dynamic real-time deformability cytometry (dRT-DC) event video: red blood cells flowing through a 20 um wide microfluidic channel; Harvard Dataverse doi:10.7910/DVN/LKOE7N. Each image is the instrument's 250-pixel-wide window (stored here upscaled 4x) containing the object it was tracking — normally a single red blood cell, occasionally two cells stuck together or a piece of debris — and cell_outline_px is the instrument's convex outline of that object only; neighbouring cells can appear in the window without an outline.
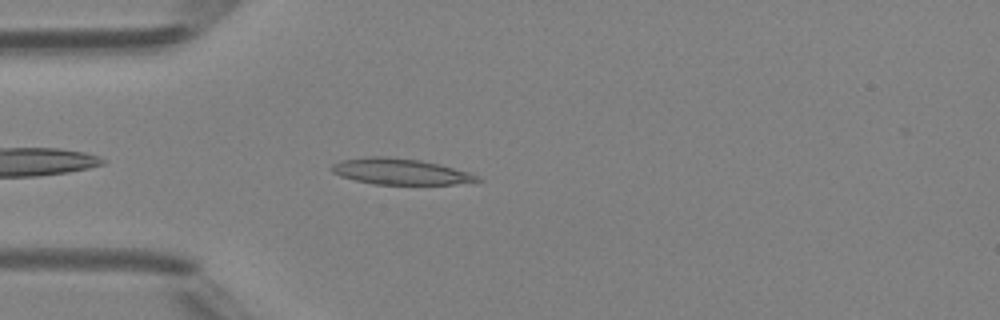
{"species": "Egyptian fruit bat (a non-hibernating species)", "species_latin": "Rousettus aegyptiacus", "temperature_condition": "room temperature", "stored_images_in_passage": 37, "camera_frame_rate_fps": 3000, "um_per_image_px": 0.085, "animal": {"sex": "female"}, "frame": {"image": 1, "passage_image": 3, "time_ms": 0.667, "image_size_px": [1000, 320], "cell_outline_px": [[484, 180], [452, 184], [372, 184], [340, 176], [332, 172], [332, 164], [340, 160], [364, 156], [388, 156], [420, 160], [440, 164], [468, 172]], "centroid_in_image_um": [33.97, 14.56], "position_along_channel_um": 51.0, "area_um2": 22.02}}
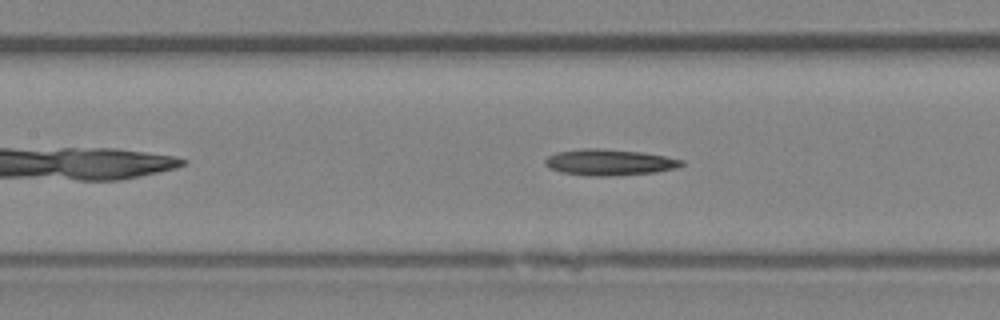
{"frame": {"image": 2, "passage_image": 11, "time_ms": 3.333, "image_size_px": [1000, 320], "cell_outline_px": [[684, 164], [676, 168], [656, 172], [612, 176], [592, 176], [560, 172], [548, 168], [544, 164], [544, 160], [548, 156], [556, 152], [580, 148], [596, 148], [640, 152], [664, 156], [684, 160]], "centroid_in_image_um": [51.75, 13.8], "position_along_channel_um": 155.6, "area_um2": 20.87}}
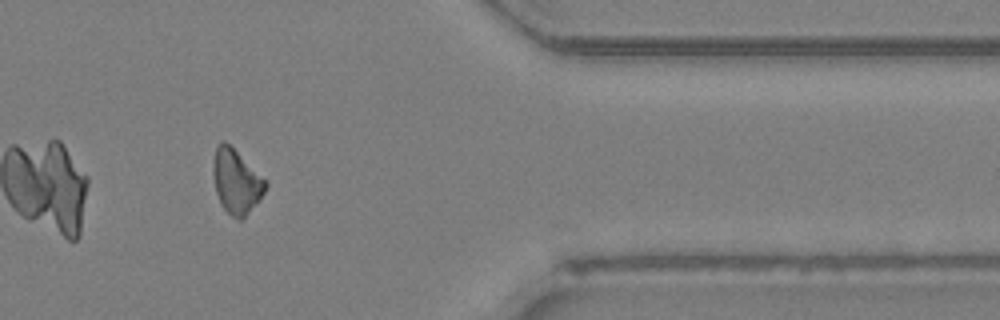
{"frame": {"image": 3, "passage_image": 29, "time_ms": 9.333, "image_size_px": [1000, 320], "cell_outline_px": [[268, 184], [260, 200], [240, 220], [232, 216], [220, 204], [216, 192], [212, 172], [212, 164], [216, 148], [220, 140], [224, 140]], "centroid_in_image_um": [20.04, 15.44], "position_along_channel_um": 391.4, "area_um2": 19.02}, "authors_computed_cell_mechanics": {"area_um2": 19.5942, "velocity_mm_per_s": 4.3113, "shape_relaxation_time_tau1_ms": 7.6405, "shape_relaxation_time_tau2_ms": null, "deformation_change_tau1": 0.1237, "deformation_change_tau2": null}}